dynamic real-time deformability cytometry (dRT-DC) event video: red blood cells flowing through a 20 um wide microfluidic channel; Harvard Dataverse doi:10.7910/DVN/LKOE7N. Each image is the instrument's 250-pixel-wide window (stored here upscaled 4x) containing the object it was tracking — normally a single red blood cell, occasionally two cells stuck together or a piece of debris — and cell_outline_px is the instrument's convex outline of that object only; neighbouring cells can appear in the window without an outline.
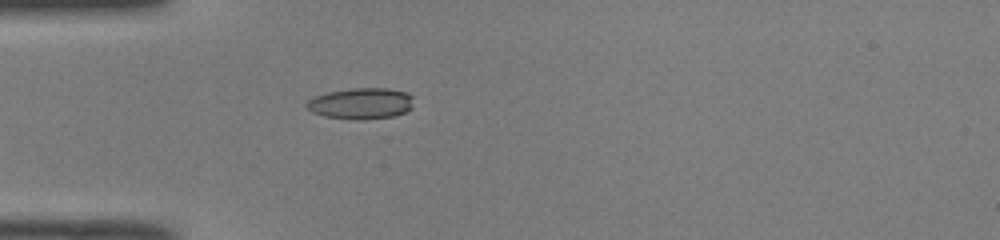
{"species": "common noctule bat (a hibernating species)", "species_latin": "Nyctalus noctula", "temperature_condition": "room temperature", "stored_images_in_passage": 31, "camera_frame_rate_fps": 3000, "um_per_image_px": 0.085, "animal": {"sex": "male", "body_mass_g": 19.0, "forearm_length_mm": 50.8}, "frame": {"image": 1, "passage_image": 1, "time_ms": 0.0, "image_size_px": [1000, 240], "cell_outline_px": [[412, 108], [404, 112], [392, 116], [364, 120], [356, 120], [324, 116], [312, 112], [304, 104], [308, 100], [316, 96], [328, 92], [348, 88], [388, 88], [404, 92], [412, 96]], "centroid_in_image_um": [30.66, 8.79], "position_along_channel_um": 54.3, "area_um2": 19.42}}
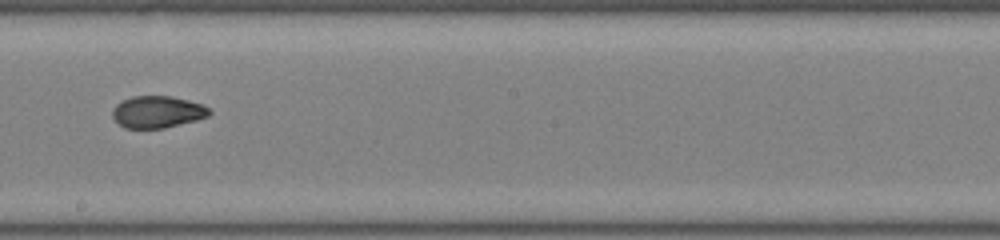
{"frame": {"image": 2, "passage_image": 15, "time_ms": 4.667, "image_size_px": [1000, 240], "cell_outline_px": [[212, 112], [208, 116], [196, 120], [164, 128], [124, 128], [112, 116], [112, 108], [116, 104], [132, 96], [172, 96], [204, 104]], "centroid_in_image_um": [13.39, 9.5], "position_along_channel_um": 234.8, "area_um2": 18.03}}
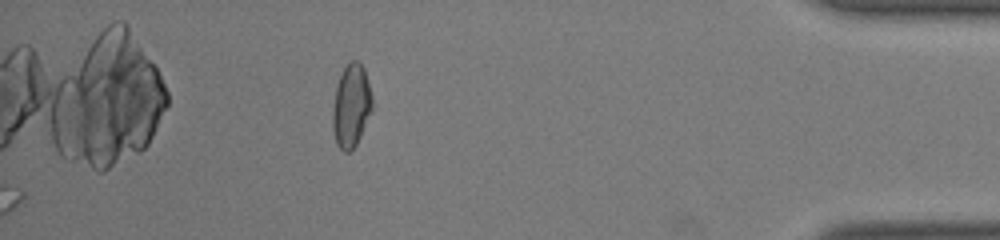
{"frame": {"image": 3, "passage_image": 31, "time_ms": 10.0, "image_size_px": [1000, 240], "cell_outline_px": [[372, 112], [356, 144], [348, 152], [344, 152], [336, 144], [332, 128], [332, 108], [336, 84], [344, 68], [352, 60], [356, 60], [364, 68], [368, 80], [372, 96]], "centroid_in_image_um": [29.84, 9.0], "position_along_channel_um": 405.4, "area_um2": 19.25}, "authors_computed_cell_mechanics": {"area_um2": 18.3804, "velocity_mm_per_s": 4.0383, "shape_relaxation_time_tau1_ms": 10.5507, "shape_relaxation_time_tau2_ms": 1.9963, "deformation_change_tau1": 0.2557, "deformation_change_tau2": 0.0653}}